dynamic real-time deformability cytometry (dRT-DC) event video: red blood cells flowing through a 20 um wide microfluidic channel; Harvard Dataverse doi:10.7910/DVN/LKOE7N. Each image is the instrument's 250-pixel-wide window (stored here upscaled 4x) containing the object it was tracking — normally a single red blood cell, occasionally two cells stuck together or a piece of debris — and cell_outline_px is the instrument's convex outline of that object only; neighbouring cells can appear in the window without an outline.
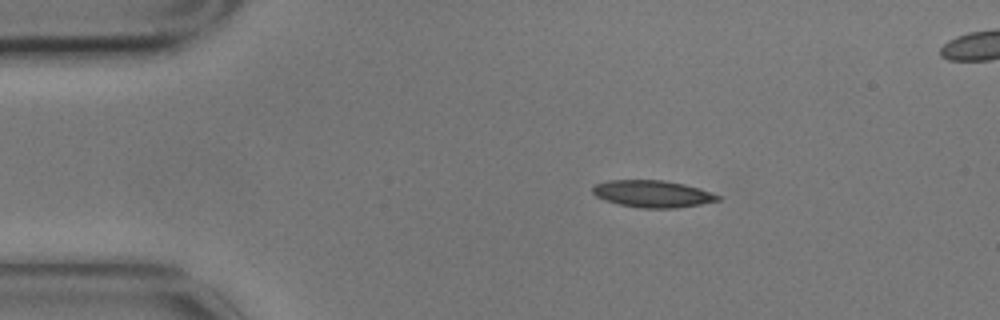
{"species": "common noctule bat (a hibernating species)", "species_latin": "Nyctalus noctula", "temperature_condition": "cold", "stored_images_in_passage": 4, "camera_frame_rate_fps": 3000, "um_per_image_px": 0.085, "animal": {"sex": "male", "body_mass_g": 17.9}, "frame": {"image": 1, "passage_image": 1, "time_ms": 0.0, "image_size_px": [1000, 320], "cell_outline_px": [[720, 200], [700, 204], [676, 208], [640, 208], [620, 204], [604, 200], [596, 196], [592, 192], [592, 188], [596, 184], [608, 180], [664, 180], [684, 184], [700, 188], [720, 196]], "centroid_in_image_um": [55.46, 16.47], "position_along_channel_um": 29.5, "area_um2": 19.65}}